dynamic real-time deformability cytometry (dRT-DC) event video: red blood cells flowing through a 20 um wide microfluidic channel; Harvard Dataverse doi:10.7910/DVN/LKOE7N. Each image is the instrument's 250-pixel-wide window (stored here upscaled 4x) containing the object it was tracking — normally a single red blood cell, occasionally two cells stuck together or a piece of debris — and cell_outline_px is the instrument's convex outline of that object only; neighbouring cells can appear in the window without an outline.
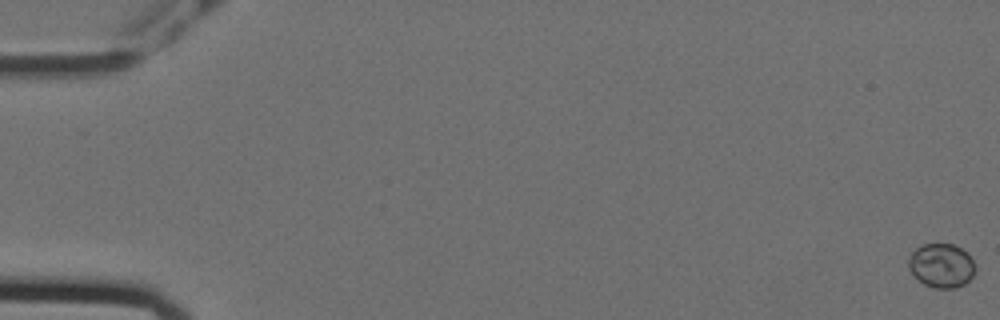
{"species": "Egyptian fruit bat (a non-hibernating species)", "species_latin": "Rousettus aegyptiacus", "temperature_condition": "cold", "stored_images_in_passage": 58, "camera_frame_rate_fps": 3000, "um_per_image_px": 0.085, "animal": {"sex": "female"}, "frame": {"image": 1, "passage_image": 1, "time_ms": 0.0, "image_size_px": [1000, 320], "cell_outline_px": [[976, 268], [972, 276], [964, 284], [956, 288], [936, 288], [924, 284], [908, 268], [908, 260], [912, 252], [916, 248], [924, 244], [952, 244], [968, 252]], "centroid_in_image_um": [80.03, 22.56], "position_along_channel_um": 5.0, "area_um2": 16.99}}
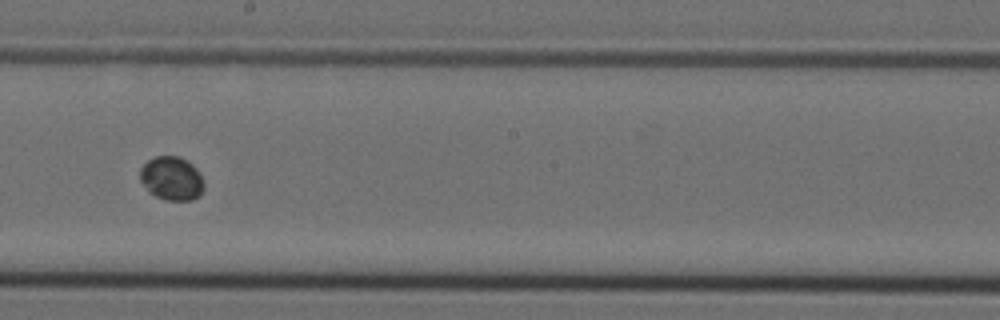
{"frame": {"image": 2, "passage_image": 34, "time_ms": 11.0, "image_size_px": [1000, 320], "cell_outline_px": [[204, 188], [200, 196], [192, 200], [164, 200], [148, 192], [140, 180], [140, 168], [148, 160], [156, 156], [180, 156], [192, 164], [196, 168], [204, 184]], "centroid_in_image_um": [14.58, 15.17], "position_along_channel_um": 233.6, "area_um2": 16.36}}
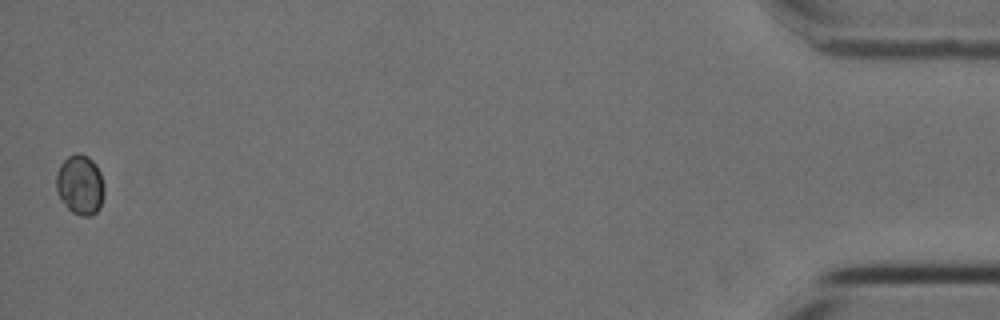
{"frame": {"image": 3, "passage_image": 58, "time_ms": 19.0, "image_size_px": [1000, 320], "cell_outline_px": [[104, 196], [100, 208], [92, 216], [80, 216], [72, 212], [68, 208], [60, 196], [56, 188], [56, 172], [60, 164], [68, 156], [76, 152], [88, 156], [96, 164], [100, 172], [104, 188]], "centroid_in_image_um": [6.82, 15.7], "position_along_channel_um": 428.4, "area_um2": 16.82}}